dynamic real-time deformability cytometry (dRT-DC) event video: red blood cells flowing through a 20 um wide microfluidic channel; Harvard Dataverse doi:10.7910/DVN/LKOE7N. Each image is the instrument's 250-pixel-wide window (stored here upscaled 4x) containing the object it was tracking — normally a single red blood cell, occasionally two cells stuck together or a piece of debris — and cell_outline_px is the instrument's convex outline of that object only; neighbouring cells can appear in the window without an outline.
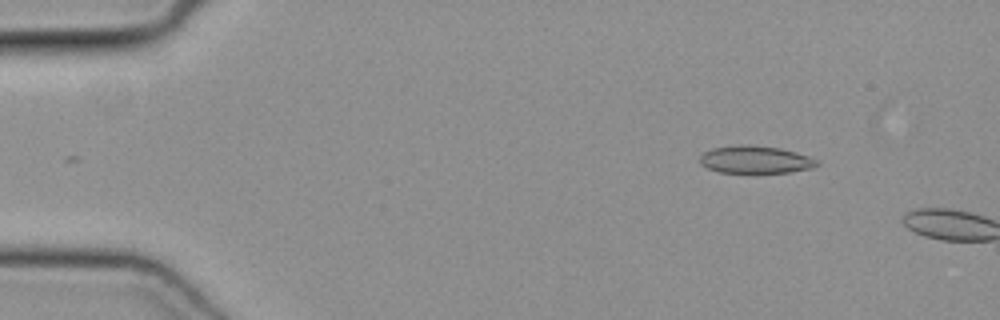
{"species": "common noctule bat (a hibernating species)", "species_latin": "Nyctalus noctula", "temperature_condition": "cold", "stored_images_in_passage": 9, "camera_frame_rate_fps": 3000, "um_per_image_px": 0.085, "animal": {"sex": "female", "body_mass_g": 19.3, "forearm_length_mm": 54.1}, "frame": {"image": 1, "passage_image": 7, "time_ms": 2.0, "image_size_px": [1000, 320], "cell_outline_px": [[820, 164], [812, 168], [788, 172], [720, 172], [708, 168], [700, 164], [700, 156], [704, 152], [712, 148], [748, 144], [780, 148], [796, 152], [820, 160]], "centroid_in_image_um": [64.23, 13.56], "position_along_channel_um": 20.8, "area_um2": 18.67}}